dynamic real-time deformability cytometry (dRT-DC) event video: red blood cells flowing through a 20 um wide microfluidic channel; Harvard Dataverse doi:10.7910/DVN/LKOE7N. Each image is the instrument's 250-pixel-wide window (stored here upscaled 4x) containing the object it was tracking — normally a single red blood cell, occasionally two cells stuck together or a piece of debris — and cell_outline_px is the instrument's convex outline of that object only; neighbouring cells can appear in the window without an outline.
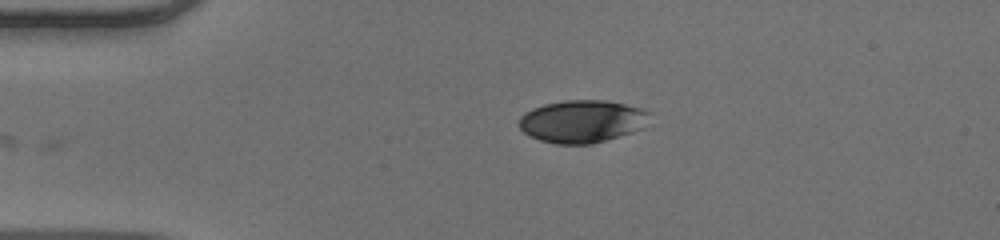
{"species": "human", "species_latin": "Homo sapiens", "temperature_condition": "warm", "stored_images_in_passage": 32, "camera_frame_rate_fps": 3000, "um_per_image_px": 0.085, "donor": {"sex": "male"}, "frame": {"image": 1, "passage_image": 1, "time_ms": 0.0, "image_size_px": [1000, 240], "cell_outline_px": [[652, 112], [644, 128], [632, 132], [592, 144], [556, 144], [540, 140], [524, 132], [520, 128], [520, 116], [524, 112], [532, 108], [544, 104], [564, 100], [604, 100], [644, 108]], "centroid_in_image_um": [49.52, 10.3], "position_along_channel_um": 35.5, "area_um2": 32.54}}
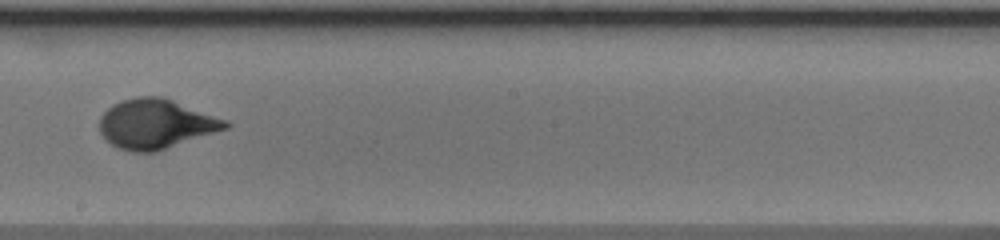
{"frame": {"image": 2, "passage_image": 19, "time_ms": 6.0, "image_size_px": [1000, 240], "cell_outline_px": [[232, 124], [228, 128], [156, 152], [132, 152], [120, 148], [112, 144], [100, 132], [100, 116], [112, 104], [120, 100], [136, 96], [164, 96], [228, 120]], "centroid_in_image_um": [13.27, 10.51], "position_along_channel_um": 234.9, "area_um2": 36.59}}
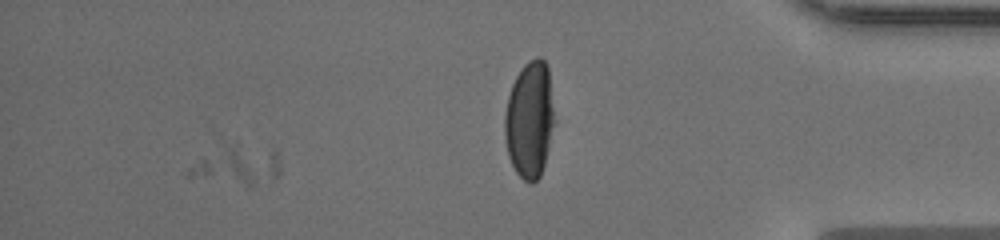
{"frame": {"image": 3, "passage_image": 32, "time_ms": 10.333, "image_size_px": [1000, 240], "cell_outline_px": [[556, 120], [544, 164], [540, 176], [532, 184], [524, 180], [516, 172], [508, 156], [504, 136], [504, 116], [508, 96], [512, 84], [516, 76], [524, 64], [528, 60], [536, 56], [540, 56], [544, 60], [548, 68]], "centroid_in_image_um": [45.03, 10.15], "position_along_channel_um": 390.2, "area_um2": 34.28}, "authors_computed_cell_mechanics": {"area_um2": 35.1424, "velocity_mm_per_s": 4.025, "shape_relaxation_time_tau1_ms": 4.3314, "shape_relaxation_time_tau2_ms": null, "deformation_change_tau1": 0.2079, "deformation_change_tau2": null}}